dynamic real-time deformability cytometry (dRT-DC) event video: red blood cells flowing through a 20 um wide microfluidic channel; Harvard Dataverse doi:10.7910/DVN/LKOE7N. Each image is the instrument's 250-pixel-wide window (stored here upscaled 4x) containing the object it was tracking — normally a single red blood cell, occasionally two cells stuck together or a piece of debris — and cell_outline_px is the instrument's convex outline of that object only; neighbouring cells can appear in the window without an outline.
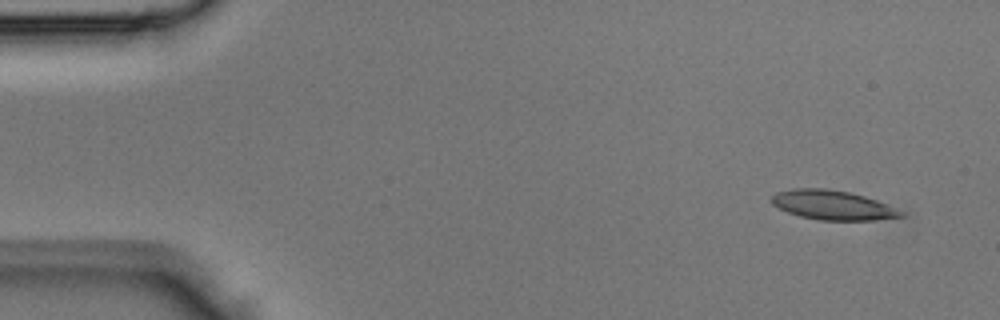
{"species": "Egyptian fruit bat (a non-hibernating species)", "species_latin": "Rousettus aegyptiacus", "temperature_condition": "room temperature", "stored_images_in_passage": 5, "segment_of_instrument_passage": [2, 2], "camera_frame_rate_fps": 3000, "um_per_image_px": 0.085, "animal": {"sex": "male"}, "frame": {"image": 1, "passage_image": 5, "time_ms": 1.333, "image_size_px": [1000, 320], "cell_outline_px": [[904, 216], [872, 220], [820, 220], [800, 216], [788, 212], [772, 204], [772, 196], [776, 192], [792, 188], [828, 188], [848, 192], [864, 196], [876, 200], [896, 208], [904, 212]], "centroid_in_image_um": [70.76, 17.42], "position_along_channel_um": 14.2, "area_um2": 22.02}}